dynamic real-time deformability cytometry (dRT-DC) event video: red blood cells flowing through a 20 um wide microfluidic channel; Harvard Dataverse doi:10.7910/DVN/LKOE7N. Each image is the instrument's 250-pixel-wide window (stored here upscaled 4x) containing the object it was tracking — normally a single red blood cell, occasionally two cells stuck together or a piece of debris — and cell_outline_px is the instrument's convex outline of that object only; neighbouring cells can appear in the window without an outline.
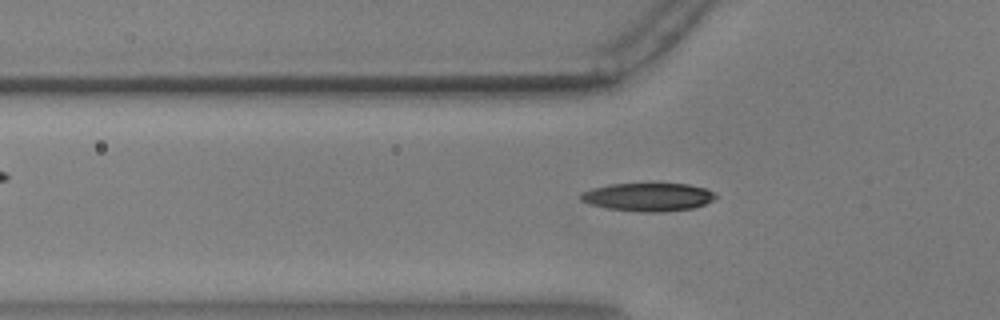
{"species": "common noctule bat (a hibernating species)", "species_latin": "Nyctalus noctula", "temperature_condition": "warm", "stored_images_in_passage": 55, "camera_frame_rate_fps": 3000, "um_per_image_px": 0.085, "animal": {"sex": "male", "body_mass_g": 17.9, "forearm_length_mm": 54.2}, "frame": {"image": 1, "passage_image": 19, "time_ms": 6.0, "image_size_px": [1000, 320], "cell_outline_px": [[716, 196], [712, 200], [704, 204], [692, 208], [660, 212], [640, 212], [608, 208], [592, 204], [580, 200], [580, 192], [592, 188], [612, 184], [688, 184], [704, 188], [712, 192]], "centroid_in_image_um": [55.05, 16.74], "position_along_channel_um": 70.7, "area_um2": 21.85}}
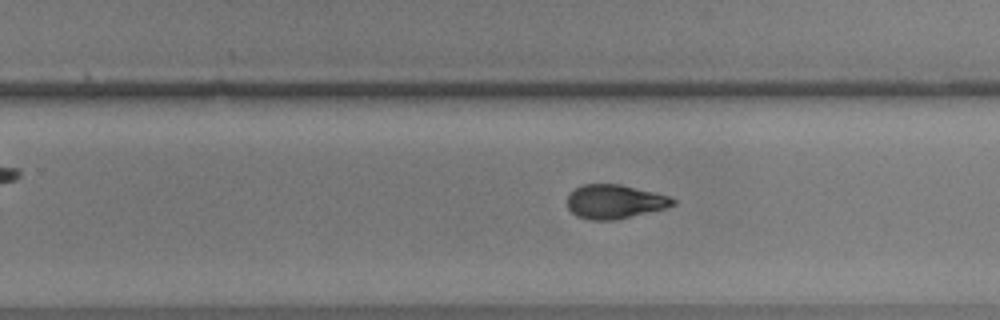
{"frame": {"image": 2, "passage_image": 36, "time_ms": 11.667, "image_size_px": [1000, 320], "cell_outline_px": [[676, 204], [668, 208], [616, 220], [588, 220], [576, 216], [568, 208], [568, 196], [576, 188], [584, 184], [620, 184], [656, 192], [668, 196], [676, 200]], "centroid_in_image_um": [52.29, 17.15], "position_along_channel_um": 277.5, "area_um2": 21.1}}
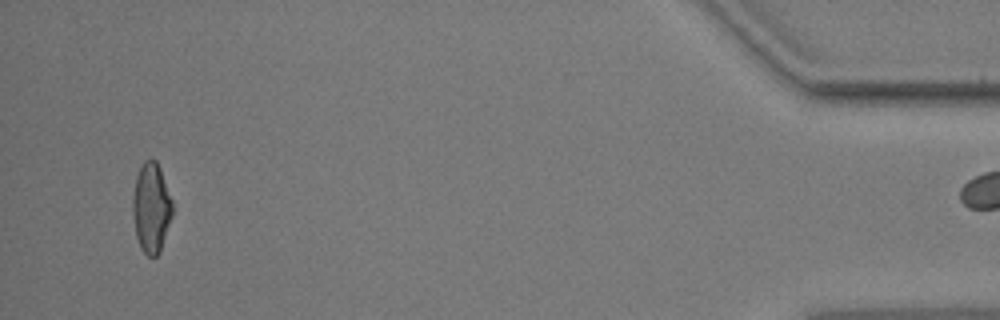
{"frame": {"image": 3, "passage_image": 54, "time_ms": 17.667, "image_size_px": [1000, 320], "cell_outline_px": [[172, 216], [160, 252], [156, 256], [148, 256], [140, 248], [136, 236], [132, 212], [132, 196], [136, 176], [144, 160], [156, 160], [160, 168], [172, 200]], "centroid_in_image_um": [12.85, 17.67], "position_along_channel_um": 422.4, "area_um2": 20.81}}